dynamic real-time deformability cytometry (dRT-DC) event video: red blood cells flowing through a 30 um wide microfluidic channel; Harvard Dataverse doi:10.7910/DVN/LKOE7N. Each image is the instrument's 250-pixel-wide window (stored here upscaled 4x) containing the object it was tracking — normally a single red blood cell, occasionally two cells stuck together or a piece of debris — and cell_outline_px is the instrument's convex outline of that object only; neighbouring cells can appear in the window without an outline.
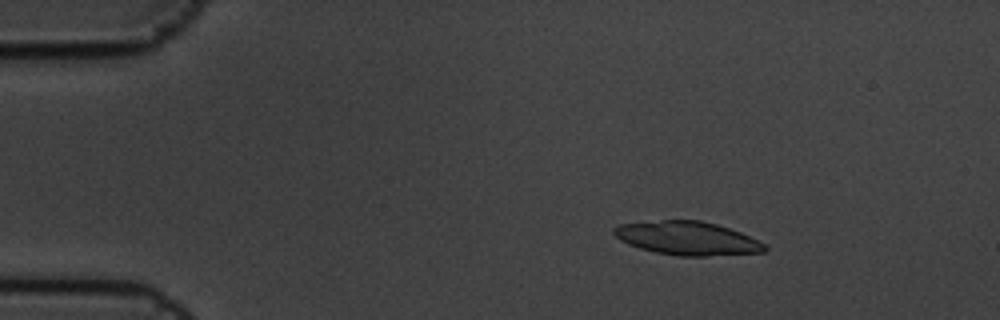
{"species": "common noctule bat (a hibernating species)", "species_latin": "Nyctalus noctula", "temperature_condition": "cold", "stored_images_in_passage": 6, "camera_frame_rate_fps": 3000, "um_per_image_px": 0.085, "animal": {"sex": "male", "body_mass_g": 19.5, "forearm_length_mm": 54.6}, "frame": {"image": 1, "passage_image": 3, "time_ms": 0.667, "image_size_px": [1000, 320], "cell_outline_px": [[768, 248], [764, 252], [708, 256], [676, 256], [656, 252], [640, 248], [628, 244], [620, 240], [612, 232], [612, 228], [620, 224], [664, 220], [700, 220], [716, 224], [740, 232], [764, 244]], "centroid_in_image_um": [58.4, 20.26], "position_along_channel_um": 26.6, "area_um2": 29.3}}